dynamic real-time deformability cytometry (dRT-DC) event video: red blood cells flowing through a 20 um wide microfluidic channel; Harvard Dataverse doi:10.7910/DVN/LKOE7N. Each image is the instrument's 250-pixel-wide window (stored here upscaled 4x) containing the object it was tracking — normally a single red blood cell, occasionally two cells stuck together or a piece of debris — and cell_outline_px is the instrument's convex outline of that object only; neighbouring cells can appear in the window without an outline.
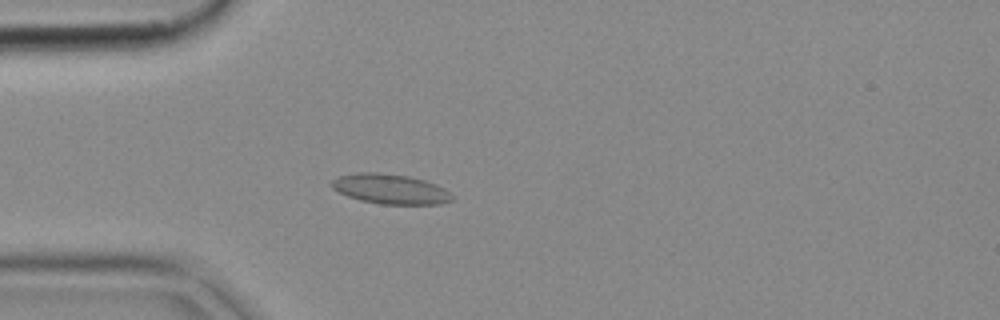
{"species": "common noctule bat (a hibernating species)", "species_latin": "Nyctalus noctula", "temperature_condition": "cold", "stored_images_in_passage": 51, "camera_frame_rate_fps": 3000, "um_per_image_px": 0.085, "animal": {"sex": "female", "body_mass_g": 18.4}, "frame": {"image": 1, "passage_image": 13, "time_ms": 4.0, "image_size_px": [1000, 320], "cell_outline_px": [[456, 196], [452, 200], [440, 204], [380, 204], [360, 200], [348, 196], [332, 188], [332, 180], [336, 176], [356, 172], [376, 172], [408, 176], [424, 180], [436, 184], [444, 188]], "centroid_in_image_um": [33.19, 16.06], "position_along_channel_um": 51.8, "area_um2": 21.1}}
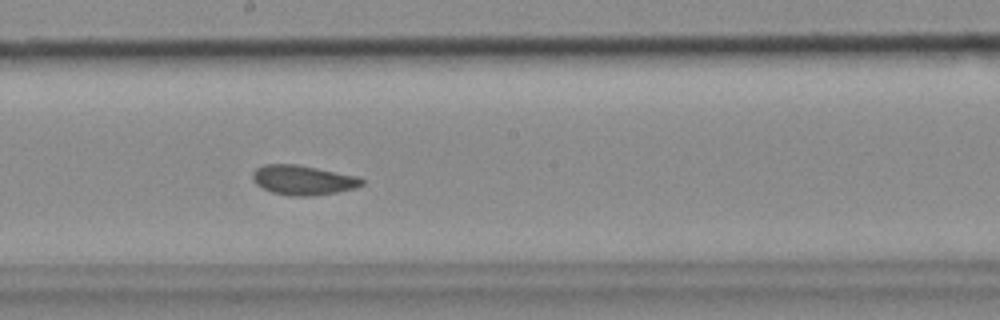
{"frame": {"image": 2, "passage_image": 27, "time_ms": 8.667, "image_size_px": [1000, 320], "cell_outline_px": [[364, 184], [356, 188], [316, 196], [288, 196], [272, 192], [256, 184], [252, 180], [252, 172], [256, 168], [264, 164], [296, 164], [360, 176], [364, 180]], "centroid_in_image_um": [25.77, 15.31], "position_along_channel_um": 222.4, "area_um2": 19.13}}
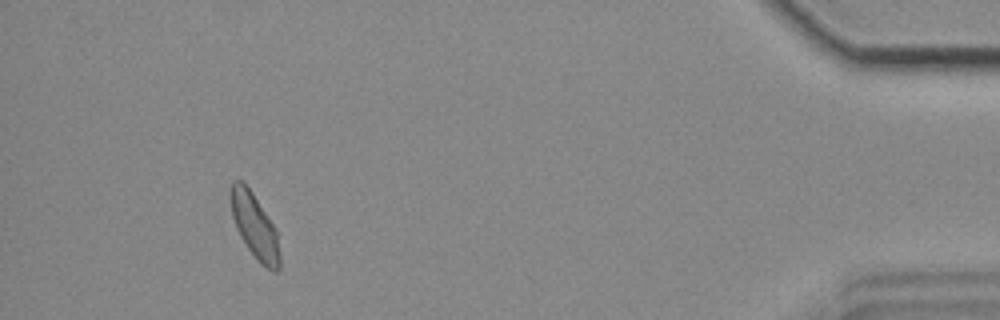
{"frame": {"image": 3, "passage_image": 47, "time_ms": 15.333, "image_size_px": [1000, 320], "cell_outline_px": [[280, 268], [276, 272], [260, 264], [248, 248], [240, 236], [232, 216], [232, 180], [244, 180], [276, 228], [280, 256]], "centroid_in_image_um": [21.68, 19.23], "position_along_channel_um": 413.5, "area_um2": 18.26}}